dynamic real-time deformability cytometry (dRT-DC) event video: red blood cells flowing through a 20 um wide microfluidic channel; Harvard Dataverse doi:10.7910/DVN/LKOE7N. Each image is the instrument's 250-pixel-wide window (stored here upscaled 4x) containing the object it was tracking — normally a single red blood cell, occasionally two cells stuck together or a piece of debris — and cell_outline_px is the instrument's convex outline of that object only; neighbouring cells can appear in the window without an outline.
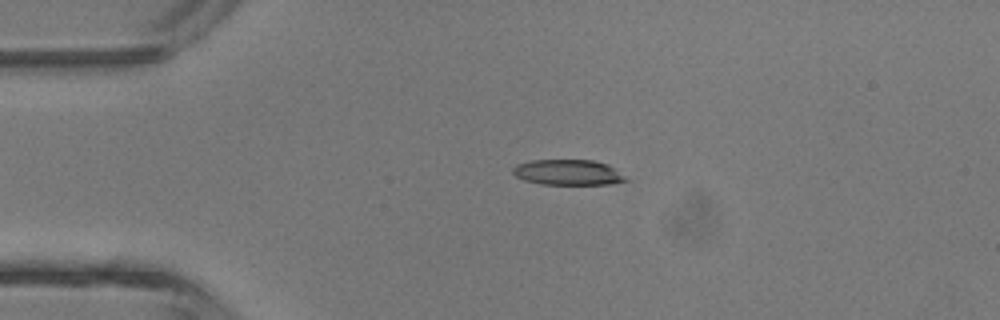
{"species": "common noctule bat (a hibernating species)", "species_latin": "Nyctalus noctula", "temperature_condition": "room temperature", "stored_images_in_passage": 5, "camera_frame_rate_fps": 3000, "um_per_image_px": 0.085, "animal": {"sex": "male", "body_mass_g": 13.3}, "frame": {"image": 1, "passage_image": 3, "time_ms": 3.0, "image_size_px": [1000, 320], "cell_outline_px": [[632, 180], [612, 184], [540, 184], [524, 180], [516, 176], [512, 172], [512, 168], [516, 164], [532, 160], [592, 160], [608, 164]], "centroid_in_image_um": [48.31, 14.65], "position_along_channel_um": 36.7, "area_um2": 16.94}}
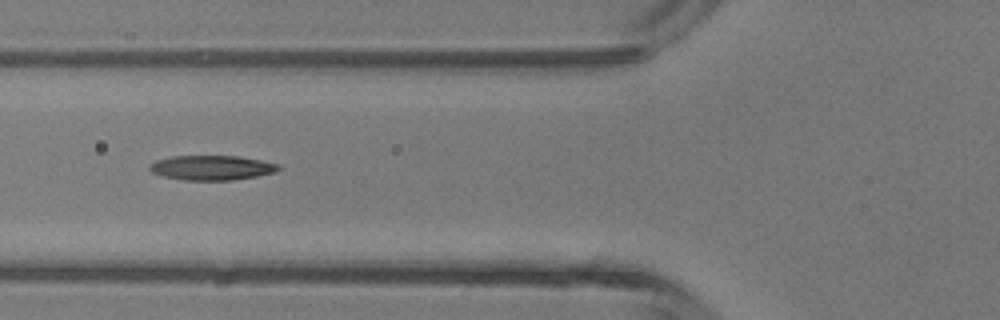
{"frame": {"image": 2, "passage_image": 5, "time_ms": 5.333, "image_size_px": [1000, 320], "cell_outline_px": [[280, 168], [276, 172], [256, 176], [232, 180], [184, 180], [164, 176], [152, 172], [148, 168], [156, 160], [172, 156], [236, 156], [260, 160], [280, 164]], "centroid_in_image_um": [18.02, 14.25], "position_along_channel_um": 107.8, "area_um2": 18.38}}